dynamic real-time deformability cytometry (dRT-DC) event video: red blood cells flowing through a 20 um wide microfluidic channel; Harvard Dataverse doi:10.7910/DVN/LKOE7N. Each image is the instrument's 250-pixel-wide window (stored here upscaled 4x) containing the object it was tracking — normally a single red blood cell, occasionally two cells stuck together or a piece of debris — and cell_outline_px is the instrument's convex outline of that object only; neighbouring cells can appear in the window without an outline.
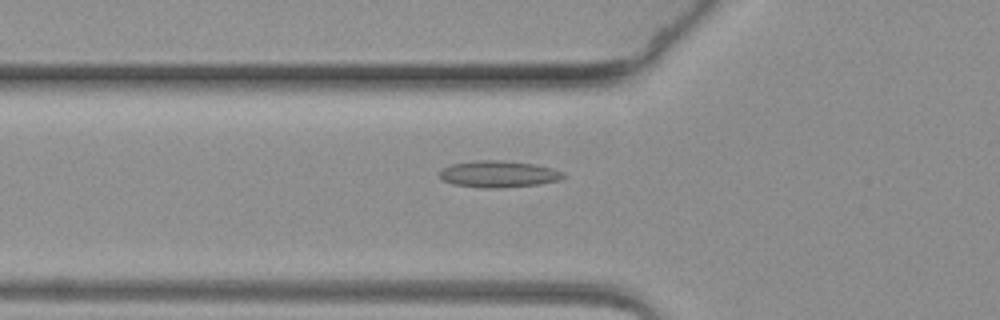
{"species": "common noctule bat (a hibernating species)", "species_latin": "Nyctalus noctula", "temperature_condition": "warm", "stored_images_in_passage": 36, "camera_frame_rate_fps": 3000, "um_per_image_px": 0.085, "animal": {"sex": "female", "body_mass_g": 19.3, "forearm_length_mm": 54.1}, "frame": {"image": 1, "passage_image": 9, "time_ms": 2.667, "image_size_px": [1000, 320], "cell_outline_px": [[568, 176], [560, 180], [540, 184], [500, 188], [484, 188], [452, 184], [444, 180], [440, 176], [440, 168], [452, 164], [476, 160], [504, 160], [532, 164], [552, 168], [564, 172]], "centroid_in_image_um": [42.4, 14.79], "position_along_channel_um": 83.4, "area_um2": 19.36}}
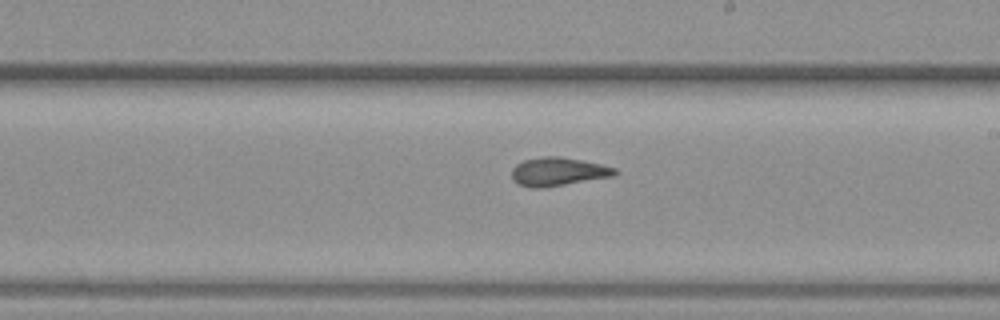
{"frame": {"image": 2, "passage_image": 23, "time_ms": 7.333, "image_size_px": [1000, 320], "cell_outline_px": [[620, 172], [612, 176], [544, 188], [532, 188], [516, 184], [512, 180], [512, 168], [516, 164], [524, 160], [544, 156], [560, 156], [600, 164], [616, 168]], "centroid_in_image_um": [47.4, 14.6], "position_along_channel_um": 241.6, "area_um2": 17.17}}
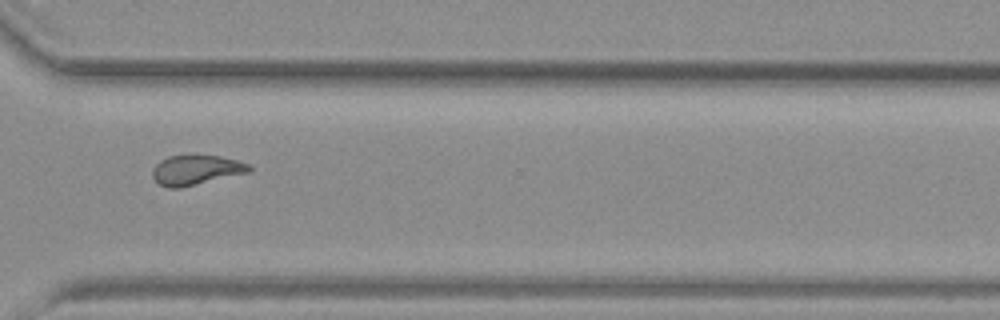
{"frame": {"image": 3, "passage_image": 33, "time_ms": 10.667, "image_size_px": [1000, 320], "cell_outline_px": [[252, 172], [180, 188], [168, 188], [160, 184], [152, 176], [152, 168], [160, 160], [168, 156], [192, 152], [220, 156], [252, 164]], "centroid_in_image_um": [16.69, 14.4], "position_along_channel_um": 353.9, "area_um2": 17.63}}